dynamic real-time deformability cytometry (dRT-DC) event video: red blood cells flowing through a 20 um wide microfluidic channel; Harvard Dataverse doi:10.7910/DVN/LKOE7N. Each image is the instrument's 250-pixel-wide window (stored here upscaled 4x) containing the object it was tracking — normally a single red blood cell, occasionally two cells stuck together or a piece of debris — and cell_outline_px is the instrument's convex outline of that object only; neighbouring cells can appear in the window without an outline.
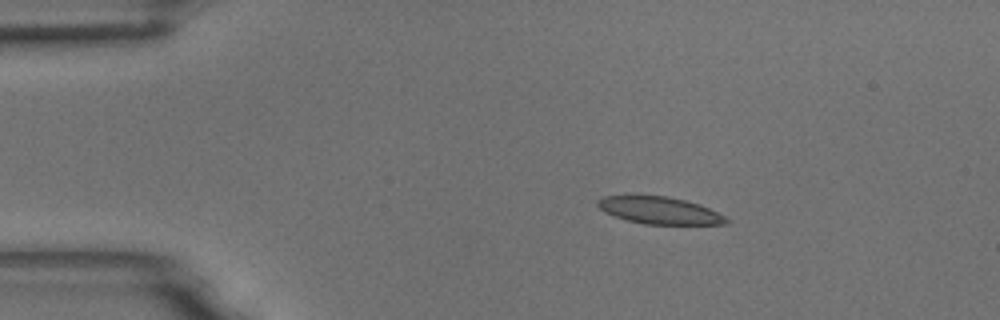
{"species": "common noctule bat (a hibernating species)", "species_latin": "Nyctalus noctula", "temperature_condition": "room temperature", "stored_images_in_passage": 3, "camera_frame_rate_fps": 3000, "um_per_image_px": 0.085, "animal": {"sex": "male", "body_mass_g": 18.8}, "frame": {"image": 1, "passage_image": 1, "time_ms": 0.0, "image_size_px": [1000, 320], "cell_outline_px": [[732, 220], [728, 224], [644, 224], [628, 220], [604, 212], [596, 204], [596, 200], [604, 196], [664, 196], [684, 200], [700, 204]], "centroid_in_image_um": [56.07, 17.89], "position_along_channel_um": 28.9, "area_um2": 20.11}}